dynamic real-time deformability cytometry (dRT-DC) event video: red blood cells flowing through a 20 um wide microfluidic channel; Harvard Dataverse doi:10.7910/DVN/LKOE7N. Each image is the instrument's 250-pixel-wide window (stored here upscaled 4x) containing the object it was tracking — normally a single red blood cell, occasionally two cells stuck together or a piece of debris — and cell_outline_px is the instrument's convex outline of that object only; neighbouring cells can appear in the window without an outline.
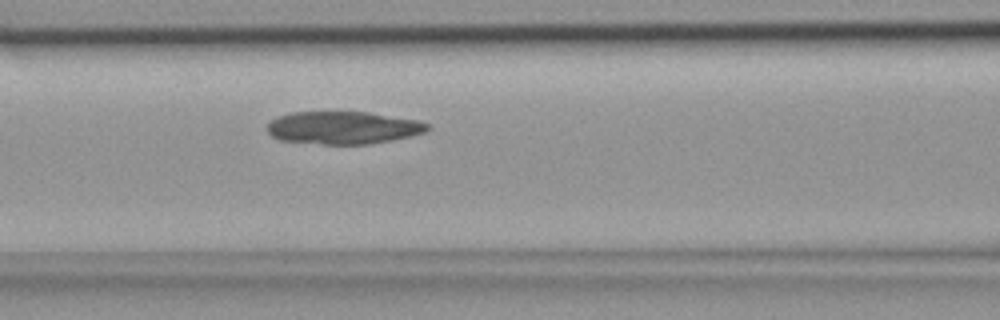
{"species": "common noctule bat (a hibernating species)", "species_latin": "Nyctalus noctula", "temperature_condition": "room temperature", "stored_images_in_passage": 32, "camera_frame_rate_fps": 3000, "um_per_image_px": 0.085, "animal": {"sex": "female", "body_mass_g": 18.4}, "frame": {"image": 1, "passage_image": 7, "time_ms": 2.0, "image_size_px": [1000, 320], "cell_outline_px": [[432, 128], [424, 132], [412, 136], [392, 140], [368, 144], [324, 144], [280, 140], [272, 136], [264, 128], [272, 120], [280, 116], [292, 112], [368, 112], [420, 120], [428, 124]], "centroid_in_image_um": [29.19, 10.85], "position_along_channel_um": 137.4, "area_um2": 30.58}}
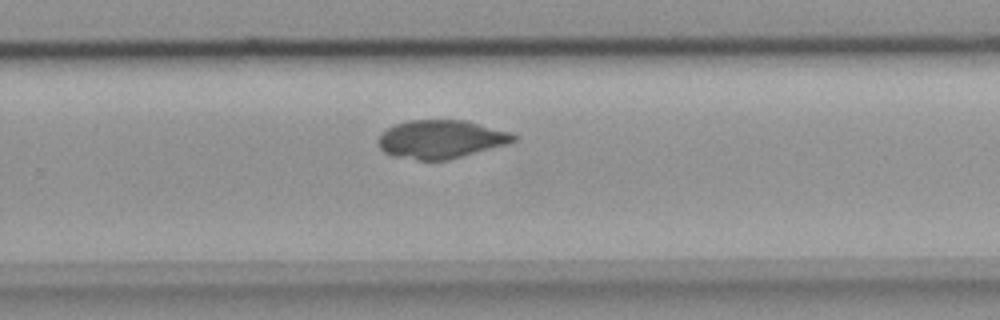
{"frame": {"image": 2, "passage_image": 17, "time_ms": 5.333, "image_size_px": [1000, 320], "cell_outline_px": [[520, 136], [516, 140], [508, 144], [448, 160], [420, 160], [392, 156], [384, 152], [376, 144], [376, 140], [380, 132], [396, 124], [408, 120], [468, 120], [512, 132]], "centroid_in_image_um": [37.49, 11.83], "position_along_channel_um": 292.3, "area_um2": 30.75}}
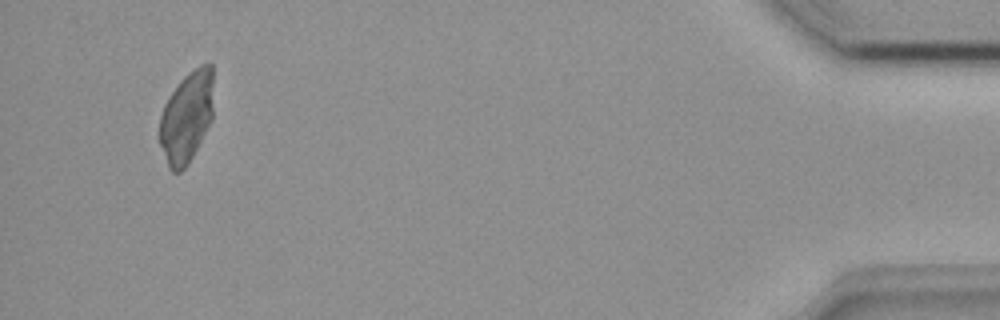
{"frame": {"image": 3, "passage_image": 30, "time_ms": 9.667, "image_size_px": [1000, 320], "cell_outline_px": [[212, 120], [188, 164], [180, 172], [172, 172], [168, 168], [160, 144], [160, 116], [164, 104], [168, 96], [180, 80], [188, 72], [200, 64], [212, 64]], "centroid_in_image_um": [15.85, 9.94], "position_along_channel_um": 419.4, "area_um2": 28.67}}